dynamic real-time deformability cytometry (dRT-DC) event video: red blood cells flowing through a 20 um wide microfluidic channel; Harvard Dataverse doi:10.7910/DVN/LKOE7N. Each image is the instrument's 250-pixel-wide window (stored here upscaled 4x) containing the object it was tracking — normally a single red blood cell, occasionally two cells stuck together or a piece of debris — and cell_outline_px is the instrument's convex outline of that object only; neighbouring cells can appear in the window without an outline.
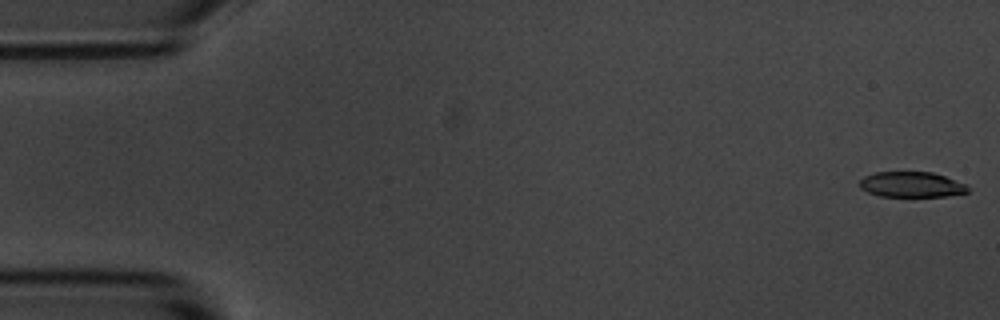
{"species": "common noctule bat (a hibernating species)", "species_latin": "Nyctalus noctula", "temperature_condition": "room temperature", "stored_images_in_passage": 5, "camera_frame_rate_fps": 3000, "um_per_image_px": 0.085, "animal": {"sex": "male", "body_mass_g": 20.1, "forearm_length_mm": 53.5}, "frame": {"image": 1, "passage_image": 1, "time_ms": 0.0, "image_size_px": [1000, 320], "cell_outline_px": [[968, 192], [948, 196], [880, 196], [868, 192], [860, 188], [860, 180], [864, 176], [876, 172], [932, 172], [968, 184]], "centroid_in_image_um": [77.49, 15.68], "position_along_channel_um": 7.5, "area_um2": 16.01}}
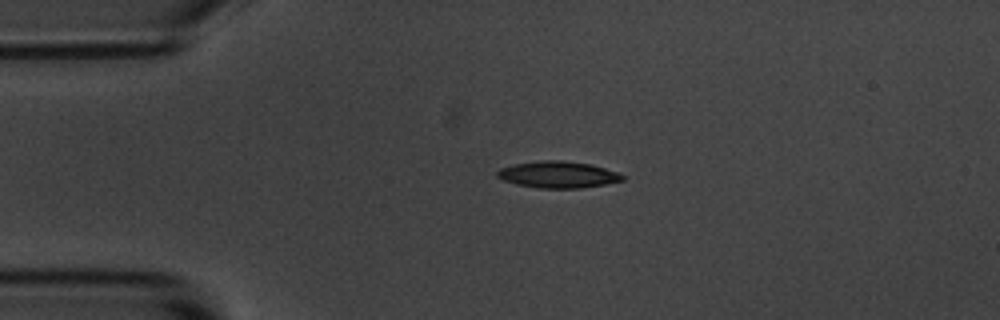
{"frame": {"image": 2, "passage_image": 4, "time_ms": 3.667, "image_size_px": [1000, 320], "cell_outline_px": [[624, 180], [604, 184], [580, 188], [540, 188], [516, 184], [504, 180], [496, 176], [496, 172], [500, 168], [512, 164], [540, 160], [560, 160], [592, 164], [616, 172], [624, 176]], "centroid_in_image_um": [47.39, 14.83], "position_along_channel_um": 37.6, "area_um2": 19.36}}